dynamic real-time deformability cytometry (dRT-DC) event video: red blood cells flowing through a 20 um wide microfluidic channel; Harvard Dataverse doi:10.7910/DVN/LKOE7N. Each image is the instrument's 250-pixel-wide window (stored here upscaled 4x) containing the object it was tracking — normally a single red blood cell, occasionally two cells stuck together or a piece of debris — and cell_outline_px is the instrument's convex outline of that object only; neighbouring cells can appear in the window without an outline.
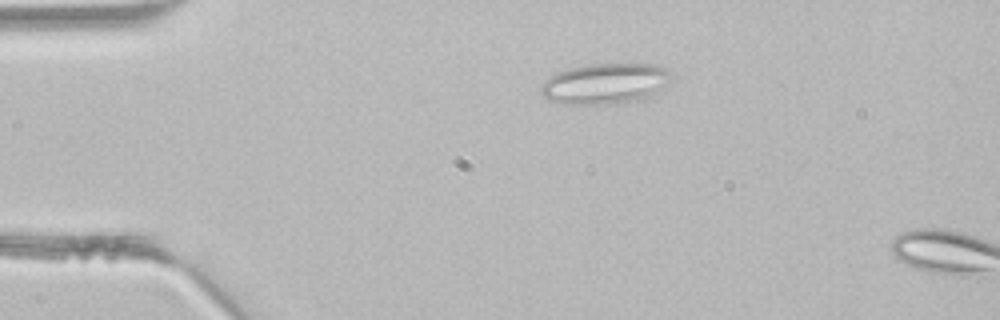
{"species": "common noctule bat (a hibernating species)", "species_latin": "Nyctalus noctula", "temperature_condition": "room temperature", "stored_images_in_passage": 3, "camera_frame_rate_fps": 3000, "um_per_image_px": 0.085, "animal": {"sex": "male", "body_mass_g": 21.5, "forearm_length_mm": 52.0}, "frame": {"image": 1, "passage_image": 2, "time_ms": 0.333, "image_size_px": [1000, 320], "cell_outline_px": [[668, 76], [660, 92], [652, 96], [624, 104], [560, 104], [548, 100], [540, 92], [540, 88], [544, 80], [556, 72], [580, 64], [624, 60], [632, 60], [652, 64], [664, 68], [668, 72]], "centroid_in_image_um": [51.4, 7.06], "position_along_channel_um": 33.6, "area_um2": 32.31}}